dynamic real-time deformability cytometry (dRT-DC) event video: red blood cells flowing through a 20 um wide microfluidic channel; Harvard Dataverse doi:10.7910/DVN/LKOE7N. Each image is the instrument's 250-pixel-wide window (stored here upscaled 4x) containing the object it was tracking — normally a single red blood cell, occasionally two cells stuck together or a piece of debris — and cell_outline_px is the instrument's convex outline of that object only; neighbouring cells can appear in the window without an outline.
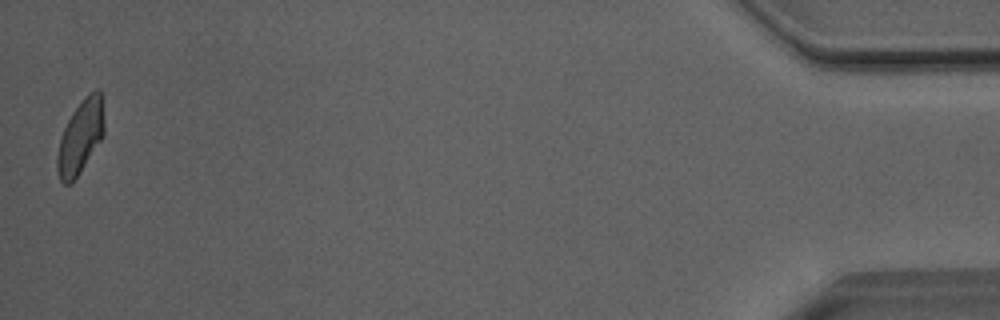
{"species": "Egyptian fruit bat (a non-hibernating species)", "species_latin": "Rousettus aegyptiacus", "temperature_condition": "room temperature", "stored_images_in_passage": 35, "camera_frame_rate_fps": 3000, "um_per_image_px": 0.085, "animal": {"sex": "male"}, "frame": {"image": 1, "passage_image": 35, "time_ms": 11.333, "image_size_px": [1000, 320], "cell_outline_px": [[104, 136], [72, 184], [64, 184], [60, 180], [56, 168], [56, 156], [60, 140], [64, 128], [72, 112], [96, 88], [100, 88], [104, 120]], "centroid_in_image_um": [6.84, 11.69], "position_along_channel_um": 428.4, "area_um2": 19.94}, "authors_computed_cell_mechanics": {"area_um2": 20.519, "velocity_mm_per_s": 4.0624, "shape_relaxation_time_tau1_ms": null, "shape_relaxation_time_tau2_ms": 1.2781, "deformation_change_tau1": null, "deformation_change_tau2": 0.062}}